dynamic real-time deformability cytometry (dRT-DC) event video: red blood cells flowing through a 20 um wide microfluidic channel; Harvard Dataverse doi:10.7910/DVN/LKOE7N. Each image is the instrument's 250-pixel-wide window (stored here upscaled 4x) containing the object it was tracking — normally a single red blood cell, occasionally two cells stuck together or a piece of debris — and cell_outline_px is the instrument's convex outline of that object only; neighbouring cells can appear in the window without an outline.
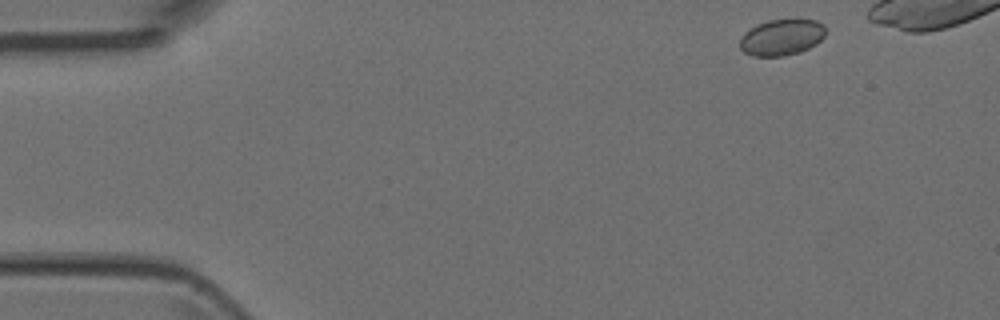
{"species": "Egyptian fruit bat (a non-hibernating species)", "species_latin": "Rousettus aegyptiacus", "temperature_condition": "room temperature", "stored_images_in_passage": 4, "camera_frame_rate_fps": 3000, "um_per_image_px": 0.085, "animal": {"sex": "female"}, "frame": {"image": 1, "passage_image": 1, "time_ms": 0.0, "image_size_px": [1000, 320], "cell_outline_px": [[824, 36], [816, 44], [800, 52], [784, 56], [756, 56], [744, 52], [740, 48], [740, 40], [744, 32], [768, 20], [816, 20], [824, 24]], "centroid_in_image_um": [66.44, 3.18], "position_along_channel_um": 18.6, "area_um2": 17.8}}
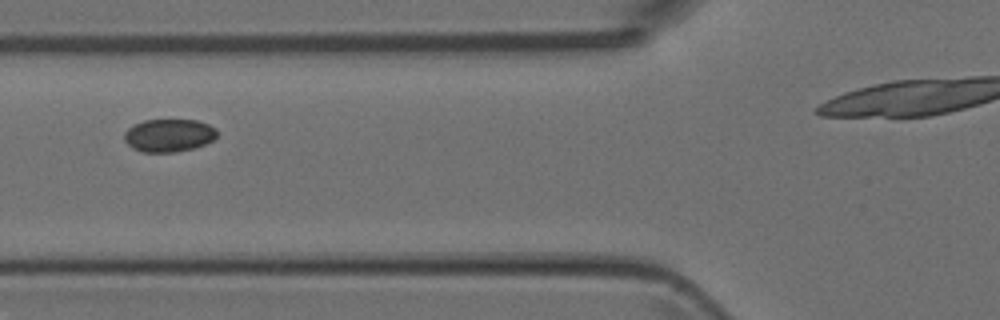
{"frame": {"image": 2, "passage_image": 4, "time_ms": 4.667, "image_size_px": [1000, 320], "cell_outline_px": [[216, 136], [212, 140], [204, 144], [192, 148], [176, 152], [140, 152], [132, 148], [124, 140], [124, 132], [128, 128], [144, 120], [196, 120], [208, 124], [216, 128]], "centroid_in_image_um": [14.33, 11.51], "position_along_channel_um": 111.5, "area_um2": 17.69}}